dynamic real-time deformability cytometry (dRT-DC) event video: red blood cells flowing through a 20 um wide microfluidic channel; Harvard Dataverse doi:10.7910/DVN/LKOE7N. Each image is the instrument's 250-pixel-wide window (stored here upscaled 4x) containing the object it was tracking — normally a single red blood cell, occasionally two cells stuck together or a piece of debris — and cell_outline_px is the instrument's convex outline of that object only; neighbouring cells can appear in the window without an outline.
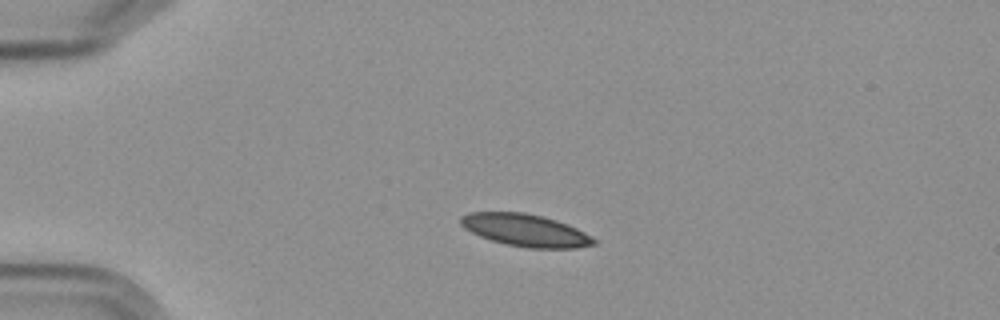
{"species": "Egyptian fruit bat (a non-hibernating species)", "species_latin": "Rousettus aegyptiacus", "temperature_condition": "cold", "stored_images_in_passage": 3, "camera_frame_rate_fps": 3000, "um_per_image_px": 0.085, "frame": {"image": 1, "passage_image": 2, "time_ms": 2.0, "image_size_px": [1000, 320], "cell_outline_px": [[596, 244], [576, 248], [528, 248], [504, 244], [480, 236], [464, 228], [460, 224], [460, 216], [468, 212], [524, 212], [544, 216], [568, 224], [592, 236], [596, 240]], "centroid_in_image_um": [44.66, 19.56], "position_along_channel_um": 40.3, "area_um2": 25.2}}